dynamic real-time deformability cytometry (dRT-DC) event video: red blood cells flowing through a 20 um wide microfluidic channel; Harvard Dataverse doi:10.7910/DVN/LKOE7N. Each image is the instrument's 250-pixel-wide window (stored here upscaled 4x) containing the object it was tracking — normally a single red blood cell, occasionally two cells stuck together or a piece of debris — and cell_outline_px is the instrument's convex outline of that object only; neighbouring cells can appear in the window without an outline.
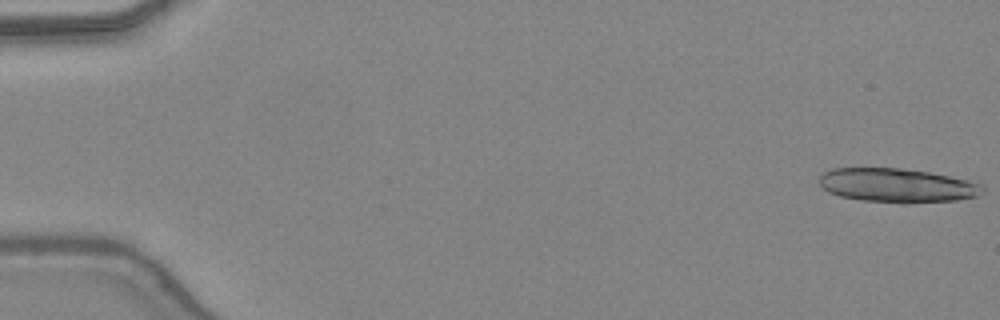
{"species": "common noctule bat (a hibernating species)", "species_latin": "Nyctalus noctula", "temperature_condition": "warm", "stored_images_in_passage": 18, "camera_frame_rate_fps": 3000, "um_per_image_px": 0.085, "animal": {"sex": "female", "body_mass_g": 24.6, "forearm_length_mm": 56.2}, "frame": {"image": 1, "passage_image": 1, "time_ms": 0.0, "image_size_px": [1000, 320], "cell_outline_px": [[984, 192], [976, 196], [956, 200], [908, 204], [900, 204], [860, 200], [840, 196], [828, 192], [820, 184], [820, 176], [824, 172], [832, 168], [904, 168], [928, 172], [948, 176], [980, 184], [984, 188]], "centroid_in_image_um": [76.23, 15.77], "position_along_channel_um": 8.8, "area_um2": 32.48}}